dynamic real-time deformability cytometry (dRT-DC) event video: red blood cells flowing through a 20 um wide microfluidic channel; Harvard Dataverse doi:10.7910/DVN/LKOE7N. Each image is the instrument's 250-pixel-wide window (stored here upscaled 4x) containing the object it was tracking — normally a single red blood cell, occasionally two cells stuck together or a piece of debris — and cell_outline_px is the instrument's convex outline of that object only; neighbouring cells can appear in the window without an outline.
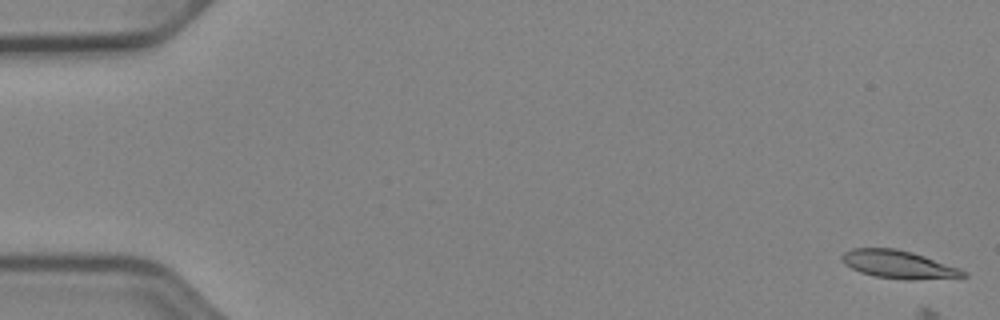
{"species": "Egyptian fruit bat (a non-hibernating species)", "species_latin": "Rousettus aegyptiacus", "temperature_condition": "cold", "stored_images_in_passage": 4, "camera_frame_rate_fps": 3000, "um_per_image_px": 0.085, "animal": {"sex": "female"}, "frame": {"image": 1, "passage_image": 1, "time_ms": 0.0, "image_size_px": [1000, 320], "cell_outline_px": [[968, 276], [912, 280], [908, 280], [876, 276], [860, 272], [844, 264], [840, 256], [844, 252], [852, 248], [896, 248], [912, 252], [960, 268], [968, 272]], "centroid_in_image_um": [76.37, 22.47], "position_along_channel_um": 8.6, "area_um2": 19.71}}